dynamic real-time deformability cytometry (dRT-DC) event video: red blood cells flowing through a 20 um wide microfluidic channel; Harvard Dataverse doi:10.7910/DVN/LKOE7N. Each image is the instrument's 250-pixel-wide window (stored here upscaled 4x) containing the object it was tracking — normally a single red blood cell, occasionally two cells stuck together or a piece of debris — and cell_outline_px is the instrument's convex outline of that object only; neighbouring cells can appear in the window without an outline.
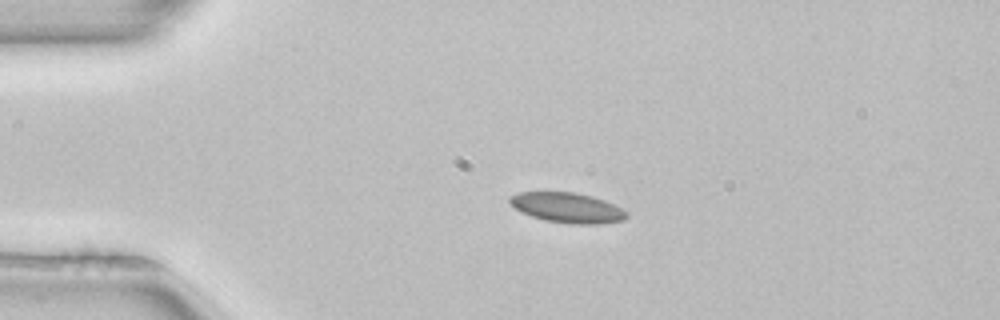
{"species": "common noctule bat (a hibernating species)", "species_latin": "Nyctalus noctula", "temperature_condition": "room temperature", "stored_images_in_passage": 41, "camera_frame_rate_fps": 3000, "um_per_image_px": 0.085, "animal": {"sex": "female", "body_mass_g": 22.7, "forearm_length_mm": 54.2}, "frame": {"image": 1, "passage_image": 1, "time_ms": 0.0, "image_size_px": [1000, 320], "cell_outline_px": [[628, 216], [624, 220], [600, 224], [572, 224], [544, 220], [520, 212], [508, 200], [508, 196], [520, 192], [576, 192], [592, 196], [604, 200], [628, 212]], "centroid_in_image_um": [48.22, 17.65], "position_along_channel_um": 36.8, "area_um2": 20.52}}
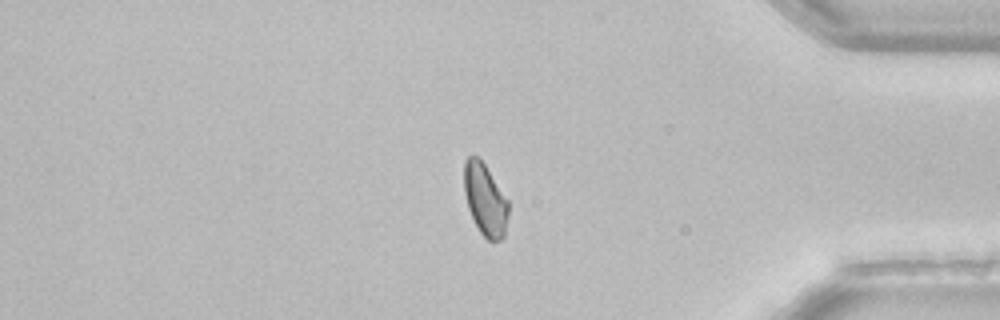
{"frame": {"image": 2, "passage_image": 33, "time_ms": 10.667, "image_size_px": [1000, 320], "cell_outline_px": [[508, 216], [504, 236], [500, 240], [492, 244], [480, 232], [468, 208], [464, 192], [464, 160], [468, 156], [480, 156], [508, 200]], "centroid_in_image_um": [41.24, 16.96], "position_along_channel_um": 394.0, "area_um2": 18.79}, "authors_computed_cell_mechanics": {"area_um2": 19.5942, "velocity_mm_per_s": 3.9668, "shape_relaxation_time_tau1_ms": 7.2832, "shape_relaxation_time_tau2_ms": 1.7132, "deformation_change_tau1": 0.1002, "deformation_change_tau2": 0.0661}}